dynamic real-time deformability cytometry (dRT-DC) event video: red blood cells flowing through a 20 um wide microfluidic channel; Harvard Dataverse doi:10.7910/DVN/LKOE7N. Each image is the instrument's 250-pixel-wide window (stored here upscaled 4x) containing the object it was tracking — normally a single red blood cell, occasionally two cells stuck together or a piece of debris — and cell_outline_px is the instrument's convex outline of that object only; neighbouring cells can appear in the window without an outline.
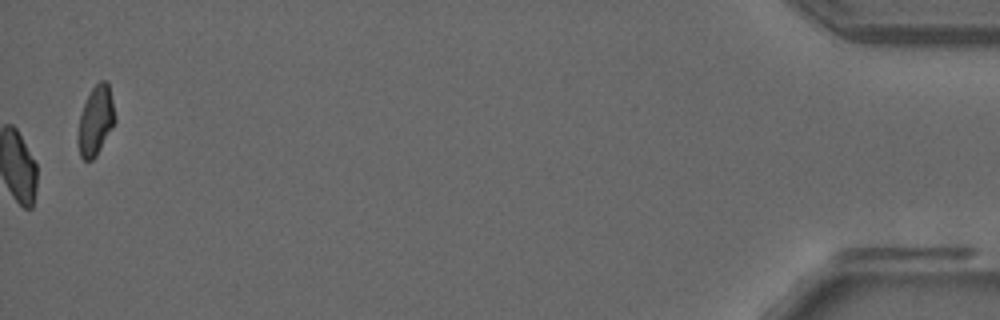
{"species": "common noctule bat (a hibernating species)", "species_latin": "Nyctalus noctula", "temperature_condition": "room temperature", "stored_images_in_passage": 40, "camera_frame_rate_fps": 3000, "um_per_image_px": 0.085, "animal": {"sex": "male", "forearm_length_mm": 52.5}, "frame": {"image": 1, "passage_image": 40, "time_ms": 13.0, "image_size_px": [1000, 320], "cell_outline_px": [[116, 120], [112, 128], [96, 156], [92, 160], [84, 160], [80, 156], [76, 136], [80, 112], [92, 88], [100, 80], [104, 80], [108, 84], [112, 100]], "centroid_in_image_um": [8.1, 10.28], "position_along_channel_um": 427.1, "area_um2": 14.97}, "authors_computed_cell_mechanics": {"area_um2": 17.2244, "velocity_mm_per_s": 3.8441, "shape_relaxation_time_tau1_ms": null, "shape_relaxation_time_tau2_ms": 1.7888, "deformation_change_tau1": null, "deformation_change_tau2": 0.067}}